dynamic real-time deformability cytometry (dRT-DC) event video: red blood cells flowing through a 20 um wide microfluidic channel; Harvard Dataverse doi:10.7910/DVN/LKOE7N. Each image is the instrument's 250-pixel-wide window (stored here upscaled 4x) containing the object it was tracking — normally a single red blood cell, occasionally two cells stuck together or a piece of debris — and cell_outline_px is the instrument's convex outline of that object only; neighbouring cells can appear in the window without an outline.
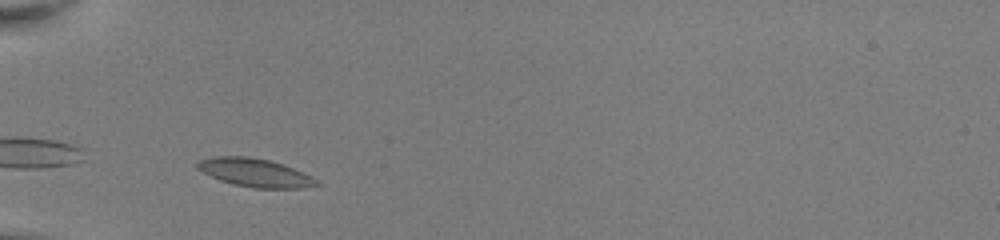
{"species": "common noctule bat (a hibernating species)", "species_latin": "Nyctalus noctula", "temperature_condition": "room temperature", "stored_images_in_passage": 16, "camera_frame_rate_fps": 3000, "um_per_image_px": 0.085, "animal": {"sex": "female", "body_mass_g": 22.0, "forearm_length_mm": 56.7}, "frame": {"image": 1, "passage_image": 1, "time_ms": 0.0, "image_size_px": [1000, 240], "cell_outline_px": [[324, 184], [304, 188], [252, 188], [232, 184], [220, 180], [196, 168], [196, 164], [200, 160], [212, 156], [248, 156], [268, 160], [284, 164], [304, 172], [312, 176]], "centroid_in_image_um": [21.73, 14.68], "position_along_channel_um": 63.3, "area_um2": 19.88}}
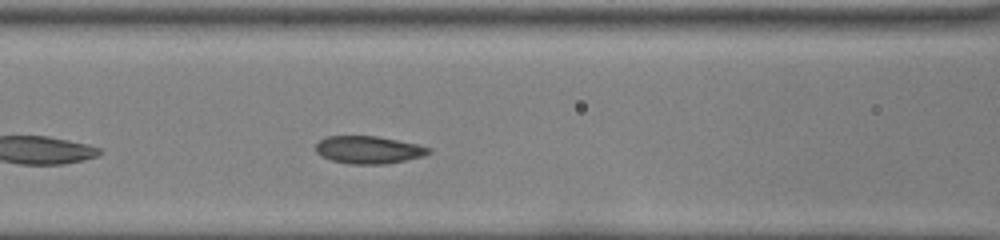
{"frame": {"image": 2, "passage_image": 7, "time_ms": 2.0, "image_size_px": [1000, 240], "cell_outline_px": [[432, 152], [424, 156], [388, 164], [348, 164], [332, 160], [320, 156], [316, 152], [316, 144], [320, 140], [328, 136], [376, 136], [416, 144], [432, 148]], "centroid_in_image_um": [31.34, 12.74], "position_along_channel_um": 135.3, "area_um2": 18.21}}
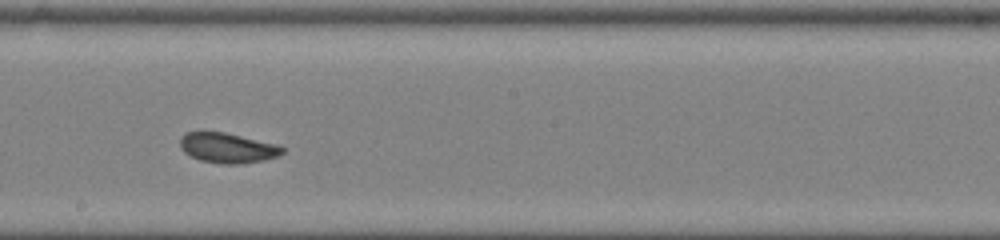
{"frame": {"image": 3, "passage_image": 14, "time_ms": 4.333, "image_size_px": [1000, 240], "cell_outline_px": [[284, 152], [276, 156], [264, 160], [240, 164], [220, 164], [200, 160], [184, 152], [180, 148], [180, 136], [188, 132], [224, 132], [276, 144], [284, 148]], "centroid_in_image_um": [19.32, 12.58], "position_along_channel_um": 228.9, "area_um2": 17.8}}